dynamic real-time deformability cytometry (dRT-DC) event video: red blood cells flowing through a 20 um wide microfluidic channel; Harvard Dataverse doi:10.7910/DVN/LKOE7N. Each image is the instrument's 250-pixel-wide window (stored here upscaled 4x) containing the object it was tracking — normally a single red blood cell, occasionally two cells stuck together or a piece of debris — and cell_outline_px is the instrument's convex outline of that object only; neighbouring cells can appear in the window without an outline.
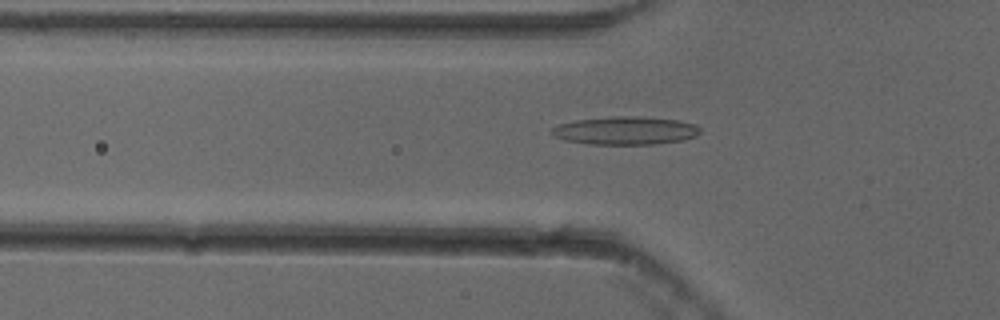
{"species": "common noctule bat (a hibernating species)", "species_latin": "Nyctalus noctula", "temperature_condition": "cold", "stored_images_in_passage": 50, "camera_frame_rate_fps": 3000, "um_per_image_px": 0.085, "animal": {"sex": "female"}, "frame": {"image": 1, "passage_image": 15, "time_ms": 4.667, "image_size_px": [1000, 320], "cell_outline_px": [[700, 132], [696, 136], [684, 140], [652, 144], [588, 144], [564, 140], [556, 136], [552, 132], [552, 128], [556, 124], [576, 120], [612, 116], [640, 116], [676, 120], [696, 124], [700, 128]], "centroid_in_image_um": [53.16, 11.09], "position_along_channel_um": 72.6, "area_um2": 24.33}}
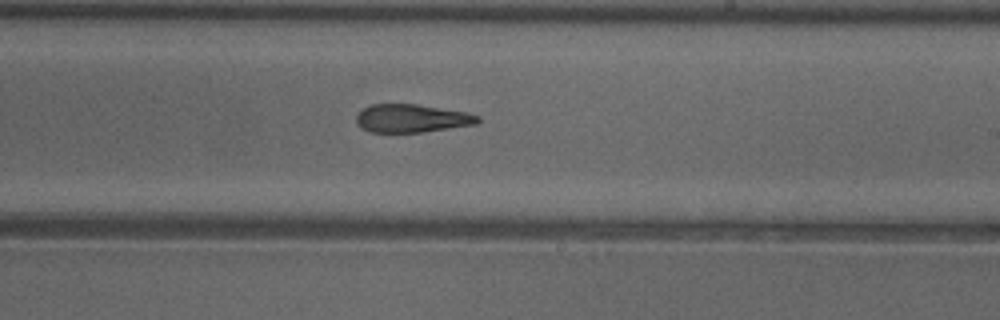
{"frame": {"image": 2, "passage_image": 29, "time_ms": 9.333, "image_size_px": [1000, 320], "cell_outline_px": [[480, 120], [476, 124], [424, 132], [368, 132], [360, 128], [356, 124], [356, 116], [368, 104], [416, 104], [468, 112], [480, 116]], "centroid_in_image_um": [34.98, 10.06], "position_along_channel_um": 254.0, "area_um2": 20.11}}
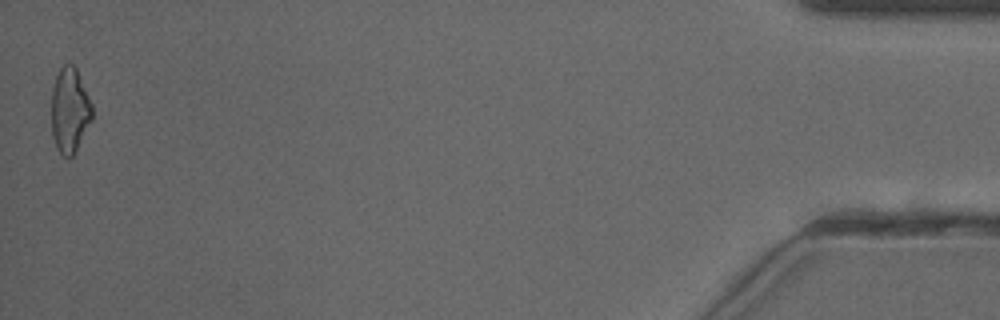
{"frame": {"image": 3, "passage_image": 50, "time_ms": 16.333, "image_size_px": [1000, 320], "cell_outline_px": [[92, 120], [72, 156], [64, 156], [56, 148], [52, 136], [52, 88], [56, 76], [60, 68], [64, 64], [72, 64], [76, 68], [92, 104]], "centroid_in_image_um": [5.92, 9.36], "position_along_channel_um": 429.3, "area_um2": 19.94}, "authors_computed_cell_mechanics": {"area_um2": 21.2704, "velocity_mm_per_s": 3.8718, "shape_relaxation_time_tau1_ms": null, "shape_relaxation_time_tau2_ms": 2.1843, "deformation_change_tau1": null, "deformation_change_tau2": 0.1265}}